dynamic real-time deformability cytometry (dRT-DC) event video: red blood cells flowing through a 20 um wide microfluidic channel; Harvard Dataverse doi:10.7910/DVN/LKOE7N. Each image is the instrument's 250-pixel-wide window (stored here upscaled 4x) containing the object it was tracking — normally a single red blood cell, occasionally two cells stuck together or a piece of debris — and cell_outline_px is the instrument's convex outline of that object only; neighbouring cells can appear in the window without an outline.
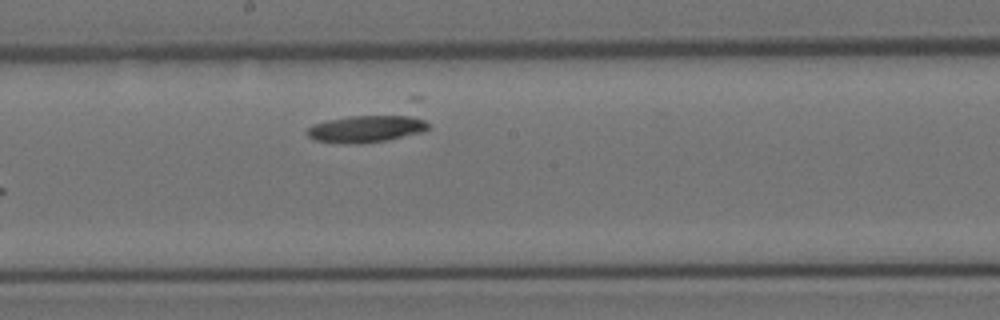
{"species": "Egyptian fruit bat (a non-hibernating species)", "species_latin": "Rousettus aegyptiacus", "temperature_condition": "room temperature", "stored_images_in_passage": 11, "camera_frame_rate_fps": 3000, "um_per_image_px": 0.085, "animal": {"sex": "female"}, "frame": {"image": 1, "passage_image": 11, "time_ms": 3.333, "image_size_px": [1000, 320], "cell_outline_px": [[432, 128], [424, 132], [388, 140], [348, 144], [312, 140], [308, 136], [308, 128], [312, 124], [408, 96], [424, 96]], "centroid_in_image_um": [31.93, 10.45], "position_along_channel_um": 216.3, "area_um2": 27.34}}